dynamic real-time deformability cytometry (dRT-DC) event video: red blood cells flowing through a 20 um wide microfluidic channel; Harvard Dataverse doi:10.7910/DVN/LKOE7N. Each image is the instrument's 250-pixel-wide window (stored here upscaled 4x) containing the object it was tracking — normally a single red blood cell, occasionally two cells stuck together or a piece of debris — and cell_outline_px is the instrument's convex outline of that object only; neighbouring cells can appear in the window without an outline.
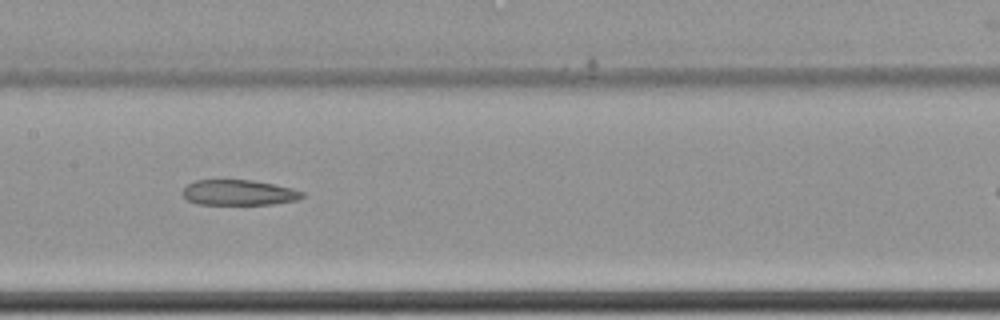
{"species": "common noctule bat (a hibernating species)", "species_latin": "Nyctalus noctula", "temperature_condition": "cold", "stored_images_in_passage": 13, "camera_frame_rate_fps": 3000, "um_per_image_px": 0.085, "animal": {"sex": "female", "body_mass_g": 22.7, "forearm_length_mm": 54.2}, "frame": {"image": 1, "passage_image": 8, "time_ms": 2.333, "image_size_px": [1000, 320], "cell_outline_px": [[304, 196], [296, 200], [272, 204], [196, 204], [188, 200], [180, 192], [188, 184], [196, 180], [252, 180], [292, 188], [304, 192]], "centroid_in_image_um": [20.27, 16.37], "position_along_channel_um": 187.1, "area_um2": 17.63}}
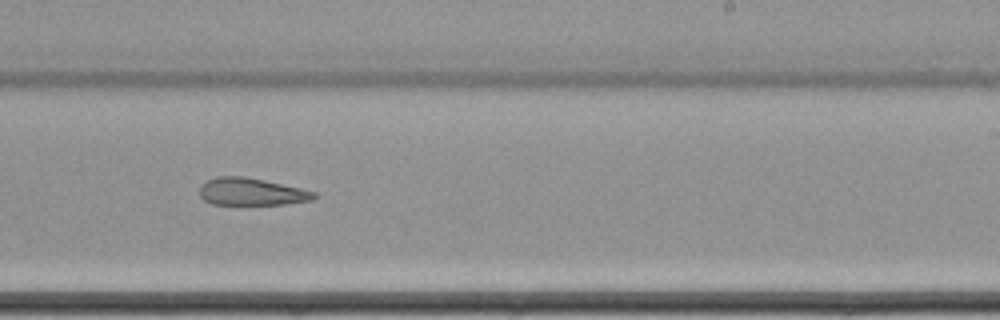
{"frame": {"image": 2, "passage_image": 10, "time_ms": 3.0, "image_size_px": [1000, 320], "cell_outline_px": [[316, 196], [312, 200], [284, 204], [212, 204], [204, 200], [200, 196], [200, 188], [208, 180], [216, 176], [244, 176], [264, 180], [300, 188], [316, 192]], "centroid_in_image_um": [21.37, 16.29], "position_along_channel_um": 267.6, "area_um2": 18.03}}
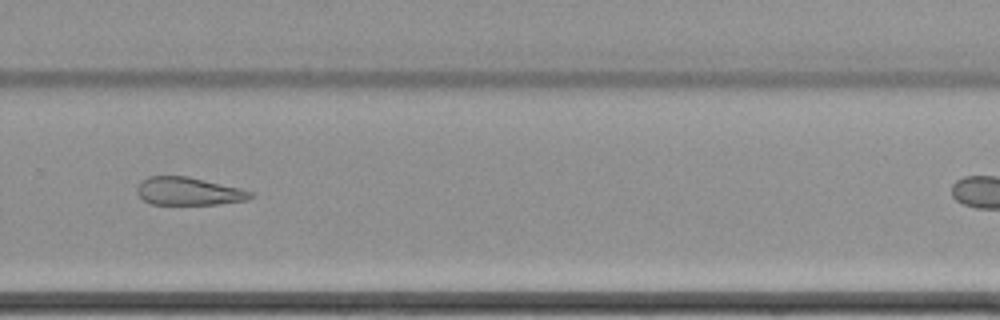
{"frame": {"image": 3, "passage_image": 11, "time_ms": 3.333, "image_size_px": [1000, 320], "cell_outline_px": [[252, 196], [244, 200], [216, 204], [148, 204], [136, 192], [136, 188], [140, 180], [148, 176], [188, 176], [252, 192]], "centroid_in_image_um": [15.91, 16.25], "position_along_channel_um": 313.9, "area_um2": 18.15}}